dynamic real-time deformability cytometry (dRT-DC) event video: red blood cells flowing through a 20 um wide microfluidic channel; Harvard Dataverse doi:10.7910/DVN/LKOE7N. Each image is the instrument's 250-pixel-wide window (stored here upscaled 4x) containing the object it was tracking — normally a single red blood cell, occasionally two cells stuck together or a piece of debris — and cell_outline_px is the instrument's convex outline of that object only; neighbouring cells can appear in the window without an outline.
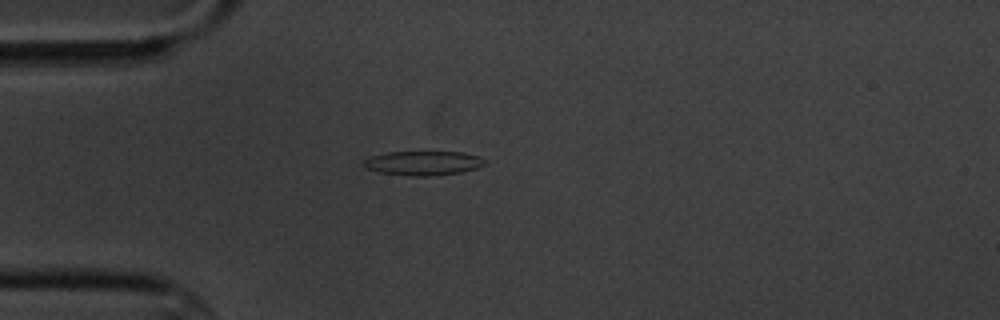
{"species": "common noctule bat (a hibernating species)", "species_latin": "Nyctalus noctula", "temperature_condition": "cold", "stored_images_in_passage": 2, "camera_frame_rate_fps": 3000, "um_per_image_px": 0.085, "animal": {"sex": "male", "body_mass_g": 20.1, "forearm_length_mm": 53.5}, "frame": {"image": 1, "passage_image": 2, "time_ms": 1.0, "image_size_px": [1000, 320], "cell_outline_px": [[484, 164], [476, 168], [460, 172], [428, 176], [412, 176], [380, 172], [364, 168], [364, 160], [372, 156], [388, 152], [464, 152], [476, 156], [484, 160]], "centroid_in_image_um": [35.93, 13.86], "position_along_channel_um": 49.1, "area_um2": 16.82}}